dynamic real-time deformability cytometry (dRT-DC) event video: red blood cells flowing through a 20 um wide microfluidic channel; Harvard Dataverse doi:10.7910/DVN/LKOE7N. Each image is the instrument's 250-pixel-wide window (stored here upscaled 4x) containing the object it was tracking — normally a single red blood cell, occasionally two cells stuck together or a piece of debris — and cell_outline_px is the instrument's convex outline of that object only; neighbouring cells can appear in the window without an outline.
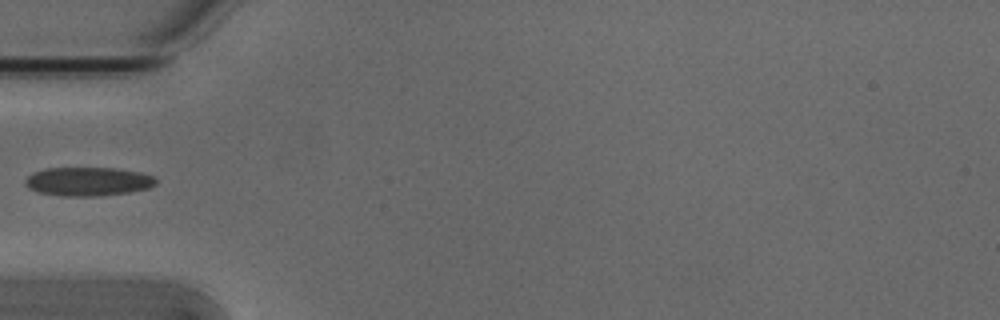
{"species": "Egyptian fruit bat (a non-hibernating species)", "species_latin": "Rousettus aegyptiacus", "temperature_condition": "cold", "stored_images_in_passage": 1, "camera_frame_rate_fps": 3000, "um_per_image_px": 0.085, "animal": {"sex": "male"}, "frame": {"image": 1, "passage_image": 1, "time_ms": 0.0, "image_size_px": [1000, 320], "cell_outline_px": [[156, 184], [148, 188], [128, 192], [100, 196], [64, 196], [40, 192], [28, 188], [24, 184], [24, 180], [32, 172], [44, 168], [112, 168], [140, 172], [156, 176]], "centroid_in_image_um": [7.47, 15.42], "position_along_channel_um": 77.5, "area_um2": 21.96}}